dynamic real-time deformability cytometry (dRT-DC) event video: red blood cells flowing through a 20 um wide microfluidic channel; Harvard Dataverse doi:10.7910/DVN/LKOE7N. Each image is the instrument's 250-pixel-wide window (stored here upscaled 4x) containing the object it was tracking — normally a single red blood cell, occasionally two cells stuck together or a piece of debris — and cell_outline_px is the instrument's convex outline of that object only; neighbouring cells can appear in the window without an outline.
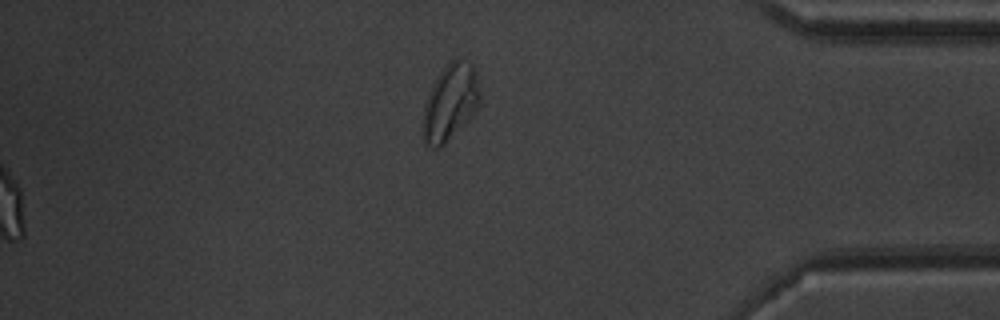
{"species": "common noctule bat (a hibernating species)", "species_latin": "Nyctalus noctula", "temperature_condition": "warm", "stored_images_in_passage": 54, "segment_of_instrument_passage": [2, 2], "camera_frame_rate_fps": 3000, "um_per_image_px": 0.085, "animal": {"sex": "male", "body_mass_g": 20.1, "forearm_length_mm": 53.5}, "frame": {"image": 1, "passage_image": 54, "time_ms": 17.667, "image_size_px": [1000, 320], "cell_outline_px": [[480, 104], [472, 116], [440, 148], [432, 148], [424, 144], [420, 124], [424, 104], [440, 72], [452, 60], [460, 60], [472, 64], [476, 68], [480, 92]], "centroid_in_image_um": [38.25, 8.76], "position_along_channel_um": 396.9, "area_um2": 25.49}}